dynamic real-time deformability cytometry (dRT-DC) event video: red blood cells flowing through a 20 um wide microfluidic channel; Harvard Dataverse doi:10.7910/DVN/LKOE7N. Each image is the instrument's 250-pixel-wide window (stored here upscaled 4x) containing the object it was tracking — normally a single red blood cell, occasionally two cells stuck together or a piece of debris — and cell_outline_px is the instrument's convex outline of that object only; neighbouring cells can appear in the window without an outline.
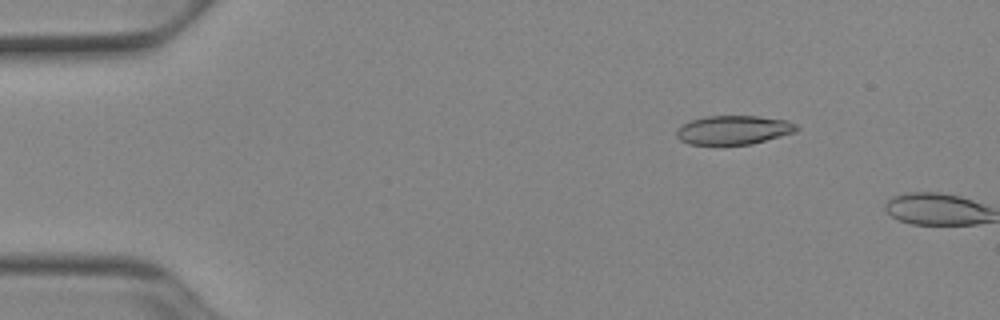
{"species": "Egyptian fruit bat (a non-hibernating species)", "species_latin": "Rousettus aegyptiacus", "temperature_condition": "cold", "stored_images_in_passage": 8, "camera_frame_rate_fps": 3000, "um_per_image_px": 0.085, "animal": {"sex": "female"}, "frame": {"image": 1, "passage_image": 7, "time_ms": 2.0, "image_size_px": [1000, 320], "cell_outline_px": [[800, 128], [796, 132], [752, 144], [688, 144], [680, 140], [676, 136], [676, 132], [680, 124], [704, 116], [756, 116], [788, 120], [796, 124]], "centroid_in_image_um": [62.36, 11.04], "position_along_channel_um": 22.6, "area_um2": 20.35}}